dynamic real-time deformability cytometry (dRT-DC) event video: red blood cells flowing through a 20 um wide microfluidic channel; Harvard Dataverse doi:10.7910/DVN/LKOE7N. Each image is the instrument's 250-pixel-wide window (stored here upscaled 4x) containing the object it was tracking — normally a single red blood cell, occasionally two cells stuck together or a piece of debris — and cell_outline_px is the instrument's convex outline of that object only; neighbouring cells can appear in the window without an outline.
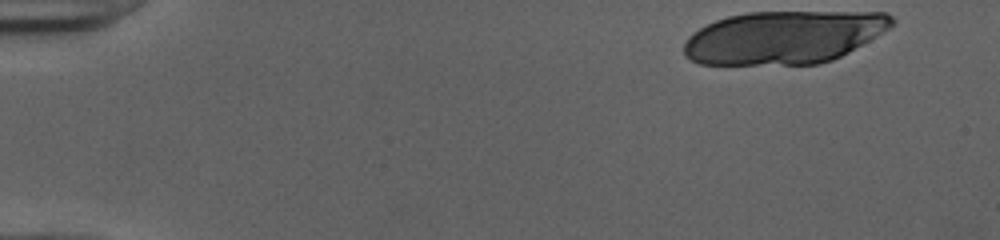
{"species": "human", "species_latin": "Homo sapiens", "temperature_condition": "cold", "stored_images_in_passage": 16, "camera_frame_rate_fps": 3000, "um_per_image_px": 0.085, "donor": {"sex": "female"}, "frame": {"image": 1, "passage_image": 1, "time_ms": 0.0, "image_size_px": [1000, 240], "cell_outline_px": [[896, 20], [888, 28], [876, 36], [848, 52], [832, 60], [820, 64], [700, 64], [684, 56], [684, 44], [688, 36], [692, 32], [716, 20], [728, 16], [748, 12], [888, 12]], "centroid_in_image_um": [66.61, 3.16], "position_along_channel_um": 18.4, "area_um2": 64.04}}